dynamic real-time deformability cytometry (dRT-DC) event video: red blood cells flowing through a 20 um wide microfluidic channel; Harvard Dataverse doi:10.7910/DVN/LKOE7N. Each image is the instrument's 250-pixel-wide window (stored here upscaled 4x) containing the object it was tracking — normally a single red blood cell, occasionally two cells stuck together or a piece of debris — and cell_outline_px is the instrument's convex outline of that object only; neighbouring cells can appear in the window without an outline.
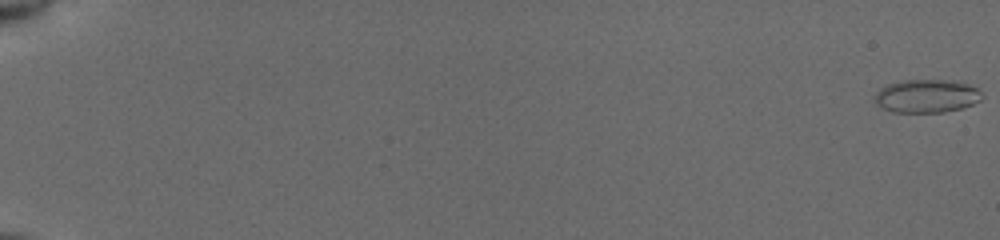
{"species": "common noctule bat (a hibernating species)", "species_latin": "Nyctalus noctula", "temperature_condition": "cold", "stored_images_in_passage": 24, "camera_frame_rate_fps": 3000, "um_per_image_px": 0.085, "animal": {"sex": "female", "body_mass_g": 19.5, "forearm_length_mm": 54.1}, "frame": {"image": 1, "passage_image": 1, "time_ms": 0.0, "image_size_px": [1000, 240], "cell_outline_px": [[984, 96], [980, 100], [972, 104], [960, 108], [944, 112], [896, 112], [884, 108], [876, 104], [872, 100], [872, 96], [880, 88], [888, 84], [904, 80], [952, 80], [968, 84], [976, 88]], "centroid_in_image_um": [78.73, 8.16], "position_along_channel_um": 6.3, "area_um2": 20.81}}
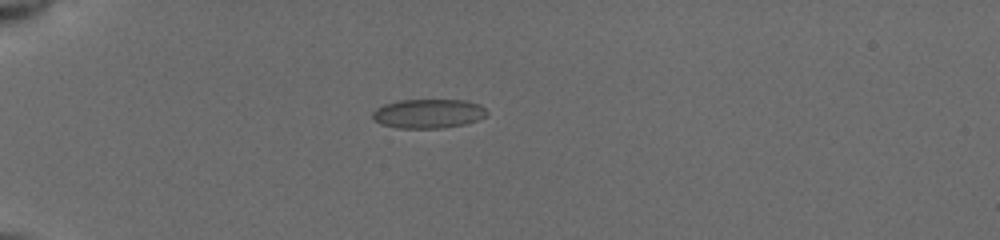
{"frame": {"image": 2, "passage_image": 15, "time_ms": 5.667, "image_size_px": [1000, 240], "cell_outline_px": [[488, 112], [484, 116], [476, 120], [464, 124], [440, 128], [396, 128], [380, 124], [372, 116], [372, 112], [376, 108], [384, 104], [400, 100], [468, 100], [480, 104]], "centroid_in_image_um": [36.39, 9.65], "position_along_channel_um": 48.6, "area_um2": 19.42}}
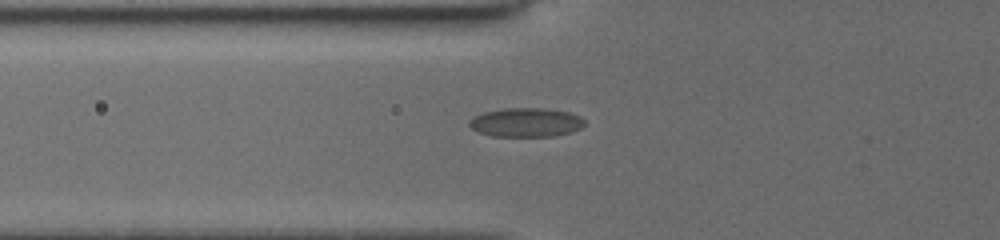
{"frame": {"image": 3, "passage_image": 20, "time_ms": 7.333, "image_size_px": [1000, 240], "cell_outline_px": [[584, 124], [580, 128], [572, 132], [552, 136], [492, 136], [480, 132], [472, 128], [468, 124], [468, 120], [484, 112], [504, 108], [548, 108], [568, 112], [580, 116], [584, 120]], "centroid_in_image_um": [44.72, 10.4], "position_along_channel_um": 81.1, "area_um2": 19.42}}